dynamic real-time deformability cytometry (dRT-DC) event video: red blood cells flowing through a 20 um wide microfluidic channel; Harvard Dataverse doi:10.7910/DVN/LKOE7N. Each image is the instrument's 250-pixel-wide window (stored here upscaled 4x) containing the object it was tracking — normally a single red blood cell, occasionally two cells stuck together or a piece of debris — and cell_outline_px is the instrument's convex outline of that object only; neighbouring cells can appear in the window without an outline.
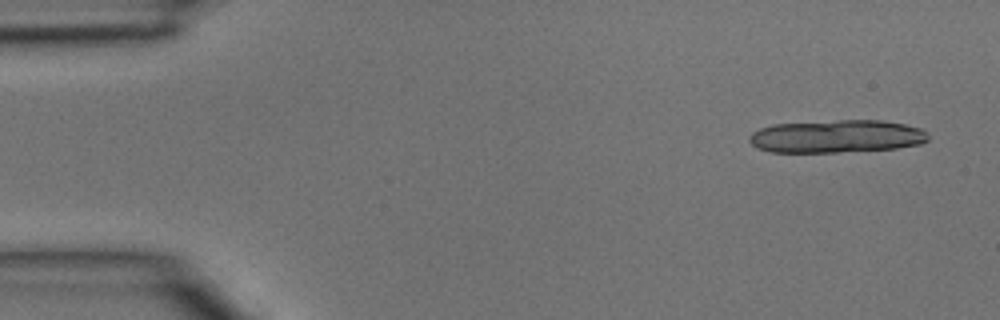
{"species": "common noctule bat (a hibernating species)", "species_latin": "Nyctalus noctula", "temperature_condition": "room temperature", "stored_images_in_passage": 4, "camera_frame_rate_fps": 3000, "um_per_image_px": 0.085, "animal": {"sex": "male", "body_mass_g": 15.6}, "frame": {"image": 1, "passage_image": 1, "time_ms": 0.0, "image_size_px": [1000, 320], "cell_outline_px": [[928, 140], [920, 144], [896, 148], [836, 152], [768, 152], [756, 148], [748, 140], [748, 136], [752, 132], [760, 128], [772, 124], [840, 120], [880, 120], [904, 124], [920, 128], [928, 136]], "centroid_in_image_um": [71.05, 11.59], "position_along_channel_um": 13.9, "area_um2": 34.28}}
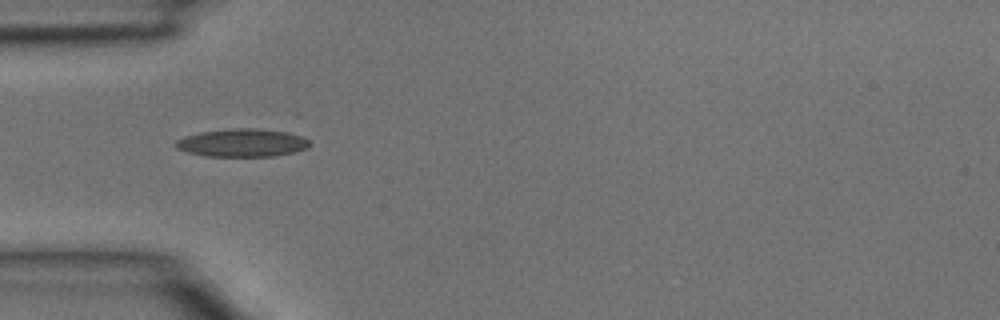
{"frame": {"image": 2, "passage_image": 4, "time_ms": 1.0, "image_size_px": [1000, 320], "cell_outline_px": [[312, 144], [308, 148], [296, 152], [276, 156], [204, 156], [188, 152], [176, 148], [172, 144], [176, 140], [184, 136], [200, 132], [232, 128], [256, 128], [296, 132], [304, 136]], "centroid_in_image_um": [20.65, 12.13], "position_along_channel_um": 64.4, "area_um2": 22.43}}